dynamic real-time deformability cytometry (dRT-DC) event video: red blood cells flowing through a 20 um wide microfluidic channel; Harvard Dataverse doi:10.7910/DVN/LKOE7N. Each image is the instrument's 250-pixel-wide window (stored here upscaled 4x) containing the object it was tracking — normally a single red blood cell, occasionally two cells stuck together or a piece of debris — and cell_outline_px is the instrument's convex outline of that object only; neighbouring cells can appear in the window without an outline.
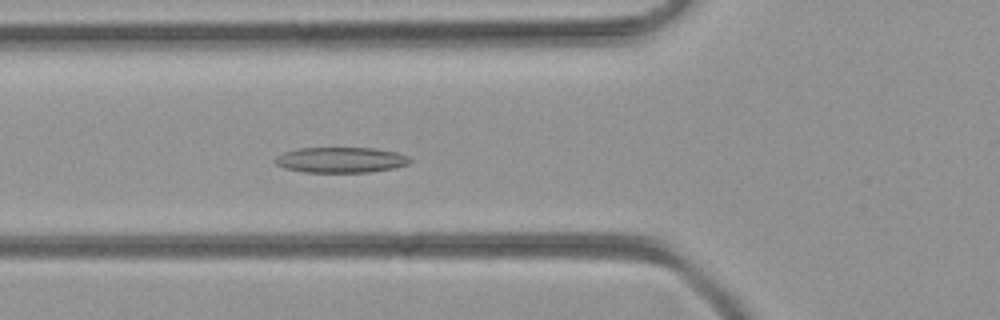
{"species": "common noctule bat (a hibernating species)", "species_latin": "Nyctalus noctula", "temperature_condition": "room temperature", "stored_images_in_passage": 35, "camera_frame_rate_fps": 3000, "um_per_image_px": 0.085, "animal": {"sex": "female", "body_mass_g": 21.9}, "frame": {"image": 1, "passage_image": 3, "time_ms": 0.667, "image_size_px": [1000, 320], "cell_outline_px": [[412, 160], [408, 164], [392, 168], [368, 172], [304, 172], [284, 168], [276, 164], [272, 160], [276, 156], [284, 152], [296, 148], [372, 148], [396, 152], [408, 156]], "centroid_in_image_um": [28.92, 13.59], "position_along_channel_um": 96.9, "area_um2": 20.06}}
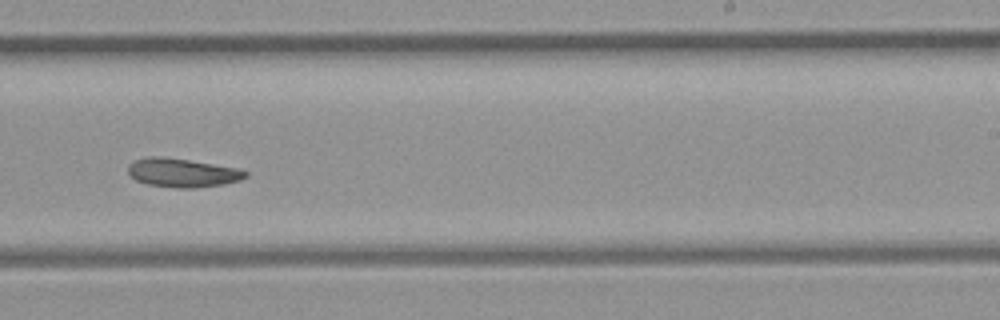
{"frame": {"image": 2, "passage_image": 16, "time_ms": 5.0, "image_size_px": [1000, 320], "cell_outline_px": [[248, 176], [240, 180], [224, 184], [192, 188], [176, 188], [148, 184], [136, 180], [128, 172], [128, 164], [132, 160], [148, 156], [160, 156], [188, 160], [236, 168], [248, 172]], "centroid_in_image_um": [15.47, 14.68], "position_along_channel_um": 273.5, "area_um2": 19.59}}
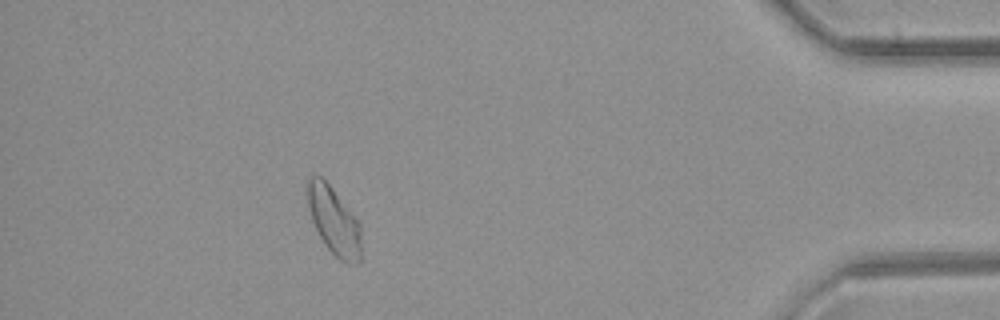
{"frame": {"image": 3, "passage_image": 30, "time_ms": 9.667, "image_size_px": [1000, 320], "cell_outline_px": [[360, 260], [352, 264], [348, 264], [340, 260], [324, 244], [312, 220], [308, 208], [308, 176], [320, 176], [332, 188], [360, 224]], "centroid_in_image_um": [28.37, 18.79], "position_along_channel_um": 406.8, "area_um2": 20.63}}